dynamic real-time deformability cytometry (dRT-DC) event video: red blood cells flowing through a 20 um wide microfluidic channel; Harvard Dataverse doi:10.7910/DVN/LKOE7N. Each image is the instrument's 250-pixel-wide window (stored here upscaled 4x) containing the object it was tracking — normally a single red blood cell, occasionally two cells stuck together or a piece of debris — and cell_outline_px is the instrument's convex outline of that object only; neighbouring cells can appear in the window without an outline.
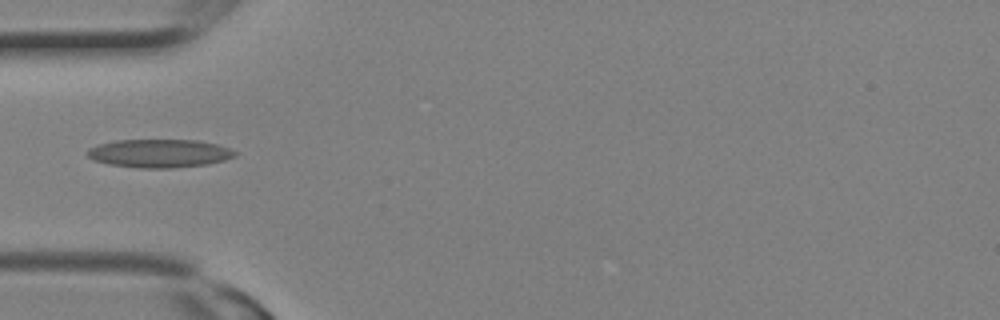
{"species": "Egyptian fruit bat (a non-hibernating species)", "species_latin": "Rousettus aegyptiacus", "temperature_condition": "room temperature", "stored_images_in_passage": 3, "camera_frame_rate_fps": 3000, "um_per_image_px": 0.085, "animal": {"sex": "female"}, "frame": {"image": 1, "passage_image": 3, "time_ms": 0.667, "image_size_px": [1000, 320], "cell_outline_px": [[236, 156], [224, 160], [208, 164], [172, 168], [140, 168], [108, 164], [92, 160], [88, 156], [88, 148], [100, 144], [116, 140], [196, 140], [216, 144], [228, 148], [236, 152]], "centroid_in_image_um": [13.53, 13.04], "position_along_channel_um": 71.5, "area_um2": 24.28}}